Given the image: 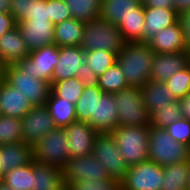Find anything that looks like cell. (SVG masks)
Returning a JSON list of instances; mask_svg holds the SVG:
<instances>
[{
	"label": "cell",
	"mask_w": 190,
	"mask_h": 190,
	"mask_svg": "<svg viewBox=\"0 0 190 190\" xmlns=\"http://www.w3.org/2000/svg\"><path fill=\"white\" fill-rule=\"evenodd\" d=\"M155 52L146 42H125L117 63L130 87L141 88L150 80Z\"/></svg>",
	"instance_id": "obj_1"
},
{
	"label": "cell",
	"mask_w": 190,
	"mask_h": 190,
	"mask_svg": "<svg viewBox=\"0 0 190 190\" xmlns=\"http://www.w3.org/2000/svg\"><path fill=\"white\" fill-rule=\"evenodd\" d=\"M124 43L119 28L101 16L85 22L80 44L84 52L100 49L118 54Z\"/></svg>",
	"instance_id": "obj_2"
},
{
	"label": "cell",
	"mask_w": 190,
	"mask_h": 190,
	"mask_svg": "<svg viewBox=\"0 0 190 190\" xmlns=\"http://www.w3.org/2000/svg\"><path fill=\"white\" fill-rule=\"evenodd\" d=\"M148 160L165 167L190 159L189 146L180 143L163 128L150 126Z\"/></svg>",
	"instance_id": "obj_3"
},
{
	"label": "cell",
	"mask_w": 190,
	"mask_h": 190,
	"mask_svg": "<svg viewBox=\"0 0 190 190\" xmlns=\"http://www.w3.org/2000/svg\"><path fill=\"white\" fill-rule=\"evenodd\" d=\"M112 134L128 167L148 160L150 126H118Z\"/></svg>",
	"instance_id": "obj_4"
},
{
	"label": "cell",
	"mask_w": 190,
	"mask_h": 190,
	"mask_svg": "<svg viewBox=\"0 0 190 190\" xmlns=\"http://www.w3.org/2000/svg\"><path fill=\"white\" fill-rule=\"evenodd\" d=\"M118 109V126H150L140 88L128 87L113 94Z\"/></svg>",
	"instance_id": "obj_5"
},
{
	"label": "cell",
	"mask_w": 190,
	"mask_h": 190,
	"mask_svg": "<svg viewBox=\"0 0 190 190\" xmlns=\"http://www.w3.org/2000/svg\"><path fill=\"white\" fill-rule=\"evenodd\" d=\"M69 148L65 129L56 127L33 145V160L63 169L71 158Z\"/></svg>",
	"instance_id": "obj_6"
},
{
	"label": "cell",
	"mask_w": 190,
	"mask_h": 190,
	"mask_svg": "<svg viewBox=\"0 0 190 190\" xmlns=\"http://www.w3.org/2000/svg\"><path fill=\"white\" fill-rule=\"evenodd\" d=\"M4 79L26 97L32 106L44 105L51 92V84L23 72L16 65L5 66Z\"/></svg>",
	"instance_id": "obj_7"
},
{
	"label": "cell",
	"mask_w": 190,
	"mask_h": 190,
	"mask_svg": "<svg viewBox=\"0 0 190 190\" xmlns=\"http://www.w3.org/2000/svg\"><path fill=\"white\" fill-rule=\"evenodd\" d=\"M92 154L104 166L111 178L118 179L120 182L124 179L128 166L121 156L112 133H97Z\"/></svg>",
	"instance_id": "obj_8"
},
{
	"label": "cell",
	"mask_w": 190,
	"mask_h": 190,
	"mask_svg": "<svg viewBox=\"0 0 190 190\" xmlns=\"http://www.w3.org/2000/svg\"><path fill=\"white\" fill-rule=\"evenodd\" d=\"M59 62V47L54 43L30 51L26 59L15 64L23 72H32L35 77L51 84Z\"/></svg>",
	"instance_id": "obj_9"
},
{
	"label": "cell",
	"mask_w": 190,
	"mask_h": 190,
	"mask_svg": "<svg viewBox=\"0 0 190 190\" xmlns=\"http://www.w3.org/2000/svg\"><path fill=\"white\" fill-rule=\"evenodd\" d=\"M163 181V167L147 160L128 167L121 190H161Z\"/></svg>",
	"instance_id": "obj_10"
},
{
	"label": "cell",
	"mask_w": 190,
	"mask_h": 190,
	"mask_svg": "<svg viewBox=\"0 0 190 190\" xmlns=\"http://www.w3.org/2000/svg\"><path fill=\"white\" fill-rule=\"evenodd\" d=\"M62 170L64 187L86 179L111 178L104 166L92 153L76 158L71 157Z\"/></svg>",
	"instance_id": "obj_11"
},
{
	"label": "cell",
	"mask_w": 190,
	"mask_h": 190,
	"mask_svg": "<svg viewBox=\"0 0 190 190\" xmlns=\"http://www.w3.org/2000/svg\"><path fill=\"white\" fill-rule=\"evenodd\" d=\"M55 128L54 120L51 118L45 104L33 106L21 118L22 140L28 145H35L42 137Z\"/></svg>",
	"instance_id": "obj_12"
},
{
	"label": "cell",
	"mask_w": 190,
	"mask_h": 190,
	"mask_svg": "<svg viewBox=\"0 0 190 190\" xmlns=\"http://www.w3.org/2000/svg\"><path fill=\"white\" fill-rule=\"evenodd\" d=\"M70 157L76 158L92 153L97 132L87 123L75 121L64 128Z\"/></svg>",
	"instance_id": "obj_13"
},
{
	"label": "cell",
	"mask_w": 190,
	"mask_h": 190,
	"mask_svg": "<svg viewBox=\"0 0 190 190\" xmlns=\"http://www.w3.org/2000/svg\"><path fill=\"white\" fill-rule=\"evenodd\" d=\"M16 26L29 51L55 43L54 24L50 20H28Z\"/></svg>",
	"instance_id": "obj_14"
},
{
	"label": "cell",
	"mask_w": 190,
	"mask_h": 190,
	"mask_svg": "<svg viewBox=\"0 0 190 190\" xmlns=\"http://www.w3.org/2000/svg\"><path fill=\"white\" fill-rule=\"evenodd\" d=\"M87 123L97 133H112L118 127V109L113 94L103 93L96 99L95 116Z\"/></svg>",
	"instance_id": "obj_15"
},
{
	"label": "cell",
	"mask_w": 190,
	"mask_h": 190,
	"mask_svg": "<svg viewBox=\"0 0 190 190\" xmlns=\"http://www.w3.org/2000/svg\"><path fill=\"white\" fill-rule=\"evenodd\" d=\"M189 64V52L156 53L150 74V81L166 82Z\"/></svg>",
	"instance_id": "obj_16"
},
{
	"label": "cell",
	"mask_w": 190,
	"mask_h": 190,
	"mask_svg": "<svg viewBox=\"0 0 190 190\" xmlns=\"http://www.w3.org/2000/svg\"><path fill=\"white\" fill-rule=\"evenodd\" d=\"M147 43L155 53L189 52L179 21L157 32Z\"/></svg>",
	"instance_id": "obj_17"
},
{
	"label": "cell",
	"mask_w": 190,
	"mask_h": 190,
	"mask_svg": "<svg viewBox=\"0 0 190 190\" xmlns=\"http://www.w3.org/2000/svg\"><path fill=\"white\" fill-rule=\"evenodd\" d=\"M85 62V52L80 46L59 47V62L55 67L52 82L77 77Z\"/></svg>",
	"instance_id": "obj_18"
},
{
	"label": "cell",
	"mask_w": 190,
	"mask_h": 190,
	"mask_svg": "<svg viewBox=\"0 0 190 190\" xmlns=\"http://www.w3.org/2000/svg\"><path fill=\"white\" fill-rule=\"evenodd\" d=\"M143 42H148L163 28L171 27L179 21L174 8L144 7Z\"/></svg>",
	"instance_id": "obj_19"
},
{
	"label": "cell",
	"mask_w": 190,
	"mask_h": 190,
	"mask_svg": "<svg viewBox=\"0 0 190 190\" xmlns=\"http://www.w3.org/2000/svg\"><path fill=\"white\" fill-rule=\"evenodd\" d=\"M33 106L17 89L4 78L0 81V114L17 118L24 117Z\"/></svg>",
	"instance_id": "obj_20"
},
{
	"label": "cell",
	"mask_w": 190,
	"mask_h": 190,
	"mask_svg": "<svg viewBox=\"0 0 190 190\" xmlns=\"http://www.w3.org/2000/svg\"><path fill=\"white\" fill-rule=\"evenodd\" d=\"M29 53L17 26L0 37V59L5 66L17 64L26 59Z\"/></svg>",
	"instance_id": "obj_21"
},
{
	"label": "cell",
	"mask_w": 190,
	"mask_h": 190,
	"mask_svg": "<svg viewBox=\"0 0 190 190\" xmlns=\"http://www.w3.org/2000/svg\"><path fill=\"white\" fill-rule=\"evenodd\" d=\"M140 92L150 116L162 107L172 106V103L178 100L165 82L149 80L140 88Z\"/></svg>",
	"instance_id": "obj_22"
},
{
	"label": "cell",
	"mask_w": 190,
	"mask_h": 190,
	"mask_svg": "<svg viewBox=\"0 0 190 190\" xmlns=\"http://www.w3.org/2000/svg\"><path fill=\"white\" fill-rule=\"evenodd\" d=\"M33 161V146L23 141L0 146V165L3 175Z\"/></svg>",
	"instance_id": "obj_23"
},
{
	"label": "cell",
	"mask_w": 190,
	"mask_h": 190,
	"mask_svg": "<svg viewBox=\"0 0 190 190\" xmlns=\"http://www.w3.org/2000/svg\"><path fill=\"white\" fill-rule=\"evenodd\" d=\"M33 190H61L64 187L63 170L33 160Z\"/></svg>",
	"instance_id": "obj_24"
},
{
	"label": "cell",
	"mask_w": 190,
	"mask_h": 190,
	"mask_svg": "<svg viewBox=\"0 0 190 190\" xmlns=\"http://www.w3.org/2000/svg\"><path fill=\"white\" fill-rule=\"evenodd\" d=\"M85 22L69 18L54 25V40L58 47L80 46Z\"/></svg>",
	"instance_id": "obj_25"
},
{
	"label": "cell",
	"mask_w": 190,
	"mask_h": 190,
	"mask_svg": "<svg viewBox=\"0 0 190 190\" xmlns=\"http://www.w3.org/2000/svg\"><path fill=\"white\" fill-rule=\"evenodd\" d=\"M140 5L141 0H102L100 16L117 26L122 19L135 13Z\"/></svg>",
	"instance_id": "obj_26"
},
{
	"label": "cell",
	"mask_w": 190,
	"mask_h": 190,
	"mask_svg": "<svg viewBox=\"0 0 190 190\" xmlns=\"http://www.w3.org/2000/svg\"><path fill=\"white\" fill-rule=\"evenodd\" d=\"M45 105L56 127L65 128L76 121L75 104L57 97L52 91Z\"/></svg>",
	"instance_id": "obj_27"
},
{
	"label": "cell",
	"mask_w": 190,
	"mask_h": 190,
	"mask_svg": "<svg viewBox=\"0 0 190 190\" xmlns=\"http://www.w3.org/2000/svg\"><path fill=\"white\" fill-rule=\"evenodd\" d=\"M161 190H189V160L163 167Z\"/></svg>",
	"instance_id": "obj_28"
},
{
	"label": "cell",
	"mask_w": 190,
	"mask_h": 190,
	"mask_svg": "<svg viewBox=\"0 0 190 190\" xmlns=\"http://www.w3.org/2000/svg\"><path fill=\"white\" fill-rule=\"evenodd\" d=\"M144 6L141 4L135 13L129 15L117 25L125 42H143Z\"/></svg>",
	"instance_id": "obj_29"
},
{
	"label": "cell",
	"mask_w": 190,
	"mask_h": 190,
	"mask_svg": "<svg viewBox=\"0 0 190 190\" xmlns=\"http://www.w3.org/2000/svg\"><path fill=\"white\" fill-rule=\"evenodd\" d=\"M104 92L97 85L84 87L81 97L75 104L76 121L87 122L95 116L96 99Z\"/></svg>",
	"instance_id": "obj_30"
},
{
	"label": "cell",
	"mask_w": 190,
	"mask_h": 190,
	"mask_svg": "<svg viewBox=\"0 0 190 190\" xmlns=\"http://www.w3.org/2000/svg\"><path fill=\"white\" fill-rule=\"evenodd\" d=\"M72 18L83 22L97 18L101 14L102 0H64Z\"/></svg>",
	"instance_id": "obj_31"
},
{
	"label": "cell",
	"mask_w": 190,
	"mask_h": 190,
	"mask_svg": "<svg viewBox=\"0 0 190 190\" xmlns=\"http://www.w3.org/2000/svg\"><path fill=\"white\" fill-rule=\"evenodd\" d=\"M33 161L4 174L2 182L15 190H33Z\"/></svg>",
	"instance_id": "obj_32"
},
{
	"label": "cell",
	"mask_w": 190,
	"mask_h": 190,
	"mask_svg": "<svg viewBox=\"0 0 190 190\" xmlns=\"http://www.w3.org/2000/svg\"><path fill=\"white\" fill-rule=\"evenodd\" d=\"M97 86L104 92L114 94L130 87L123 75L121 67L116 62L104 74L98 76Z\"/></svg>",
	"instance_id": "obj_33"
},
{
	"label": "cell",
	"mask_w": 190,
	"mask_h": 190,
	"mask_svg": "<svg viewBox=\"0 0 190 190\" xmlns=\"http://www.w3.org/2000/svg\"><path fill=\"white\" fill-rule=\"evenodd\" d=\"M84 90V85L77 77L67 80L51 82V91L59 98L76 104Z\"/></svg>",
	"instance_id": "obj_34"
},
{
	"label": "cell",
	"mask_w": 190,
	"mask_h": 190,
	"mask_svg": "<svg viewBox=\"0 0 190 190\" xmlns=\"http://www.w3.org/2000/svg\"><path fill=\"white\" fill-rule=\"evenodd\" d=\"M117 62V54L107 50L85 52V63L97 76L104 74Z\"/></svg>",
	"instance_id": "obj_35"
},
{
	"label": "cell",
	"mask_w": 190,
	"mask_h": 190,
	"mask_svg": "<svg viewBox=\"0 0 190 190\" xmlns=\"http://www.w3.org/2000/svg\"><path fill=\"white\" fill-rule=\"evenodd\" d=\"M21 141V118L0 114V146Z\"/></svg>",
	"instance_id": "obj_36"
},
{
	"label": "cell",
	"mask_w": 190,
	"mask_h": 190,
	"mask_svg": "<svg viewBox=\"0 0 190 190\" xmlns=\"http://www.w3.org/2000/svg\"><path fill=\"white\" fill-rule=\"evenodd\" d=\"M181 117L179 102L176 100L172 106L162 107L153 113L150 116V126L165 129Z\"/></svg>",
	"instance_id": "obj_37"
},
{
	"label": "cell",
	"mask_w": 190,
	"mask_h": 190,
	"mask_svg": "<svg viewBox=\"0 0 190 190\" xmlns=\"http://www.w3.org/2000/svg\"><path fill=\"white\" fill-rule=\"evenodd\" d=\"M165 83L178 100L184 98L190 93V64Z\"/></svg>",
	"instance_id": "obj_38"
},
{
	"label": "cell",
	"mask_w": 190,
	"mask_h": 190,
	"mask_svg": "<svg viewBox=\"0 0 190 190\" xmlns=\"http://www.w3.org/2000/svg\"><path fill=\"white\" fill-rule=\"evenodd\" d=\"M69 190H121V182L118 179H86L68 186Z\"/></svg>",
	"instance_id": "obj_39"
},
{
	"label": "cell",
	"mask_w": 190,
	"mask_h": 190,
	"mask_svg": "<svg viewBox=\"0 0 190 190\" xmlns=\"http://www.w3.org/2000/svg\"><path fill=\"white\" fill-rule=\"evenodd\" d=\"M165 130L173 139L190 147V121L186 118H179L166 127Z\"/></svg>",
	"instance_id": "obj_40"
},
{
	"label": "cell",
	"mask_w": 190,
	"mask_h": 190,
	"mask_svg": "<svg viewBox=\"0 0 190 190\" xmlns=\"http://www.w3.org/2000/svg\"><path fill=\"white\" fill-rule=\"evenodd\" d=\"M48 12L49 19L54 25L72 17L64 0H48Z\"/></svg>",
	"instance_id": "obj_41"
},
{
	"label": "cell",
	"mask_w": 190,
	"mask_h": 190,
	"mask_svg": "<svg viewBox=\"0 0 190 190\" xmlns=\"http://www.w3.org/2000/svg\"><path fill=\"white\" fill-rule=\"evenodd\" d=\"M31 0H11L10 14L16 24L24 22L30 15Z\"/></svg>",
	"instance_id": "obj_42"
},
{
	"label": "cell",
	"mask_w": 190,
	"mask_h": 190,
	"mask_svg": "<svg viewBox=\"0 0 190 190\" xmlns=\"http://www.w3.org/2000/svg\"><path fill=\"white\" fill-rule=\"evenodd\" d=\"M28 20H50L48 12V0H31L30 15Z\"/></svg>",
	"instance_id": "obj_43"
},
{
	"label": "cell",
	"mask_w": 190,
	"mask_h": 190,
	"mask_svg": "<svg viewBox=\"0 0 190 190\" xmlns=\"http://www.w3.org/2000/svg\"><path fill=\"white\" fill-rule=\"evenodd\" d=\"M77 78L84 85V87L89 85H97L98 83V76L85 62L79 68Z\"/></svg>",
	"instance_id": "obj_44"
},
{
	"label": "cell",
	"mask_w": 190,
	"mask_h": 190,
	"mask_svg": "<svg viewBox=\"0 0 190 190\" xmlns=\"http://www.w3.org/2000/svg\"><path fill=\"white\" fill-rule=\"evenodd\" d=\"M14 17L10 13L0 12V37L16 27Z\"/></svg>",
	"instance_id": "obj_45"
},
{
	"label": "cell",
	"mask_w": 190,
	"mask_h": 190,
	"mask_svg": "<svg viewBox=\"0 0 190 190\" xmlns=\"http://www.w3.org/2000/svg\"><path fill=\"white\" fill-rule=\"evenodd\" d=\"M179 22L184 33L185 42L190 48V10L179 15Z\"/></svg>",
	"instance_id": "obj_46"
},
{
	"label": "cell",
	"mask_w": 190,
	"mask_h": 190,
	"mask_svg": "<svg viewBox=\"0 0 190 190\" xmlns=\"http://www.w3.org/2000/svg\"><path fill=\"white\" fill-rule=\"evenodd\" d=\"M144 7L174 8L173 0H141Z\"/></svg>",
	"instance_id": "obj_47"
},
{
	"label": "cell",
	"mask_w": 190,
	"mask_h": 190,
	"mask_svg": "<svg viewBox=\"0 0 190 190\" xmlns=\"http://www.w3.org/2000/svg\"><path fill=\"white\" fill-rule=\"evenodd\" d=\"M178 102L182 117L190 121V93L179 99Z\"/></svg>",
	"instance_id": "obj_48"
},
{
	"label": "cell",
	"mask_w": 190,
	"mask_h": 190,
	"mask_svg": "<svg viewBox=\"0 0 190 190\" xmlns=\"http://www.w3.org/2000/svg\"><path fill=\"white\" fill-rule=\"evenodd\" d=\"M174 1V9L180 15L183 12L190 10V0H173Z\"/></svg>",
	"instance_id": "obj_49"
},
{
	"label": "cell",
	"mask_w": 190,
	"mask_h": 190,
	"mask_svg": "<svg viewBox=\"0 0 190 190\" xmlns=\"http://www.w3.org/2000/svg\"><path fill=\"white\" fill-rule=\"evenodd\" d=\"M11 0H0V12L10 13Z\"/></svg>",
	"instance_id": "obj_50"
},
{
	"label": "cell",
	"mask_w": 190,
	"mask_h": 190,
	"mask_svg": "<svg viewBox=\"0 0 190 190\" xmlns=\"http://www.w3.org/2000/svg\"><path fill=\"white\" fill-rule=\"evenodd\" d=\"M4 74H5V65L0 59V81L4 78Z\"/></svg>",
	"instance_id": "obj_51"
},
{
	"label": "cell",
	"mask_w": 190,
	"mask_h": 190,
	"mask_svg": "<svg viewBox=\"0 0 190 190\" xmlns=\"http://www.w3.org/2000/svg\"><path fill=\"white\" fill-rule=\"evenodd\" d=\"M0 190H15L10 186L6 185L4 182H0Z\"/></svg>",
	"instance_id": "obj_52"
},
{
	"label": "cell",
	"mask_w": 190,
	"mask_h": 190,
	"mask_svg": "<svg viewBox=\"0 0 190 190\" xmlns=\"http://www.w3.org/2000/svg\"><path fill=\"white\" fill-rule=\"evenodd\" d=\"M3 172H2V167H1V165H0V182H2V180H3Z\"/></svg>",
	"instance_id": "obj_53"
},
{
	"label": "cell",
	"mask_w": 190,
	"mask_h": 190,
	"mask_svg": "<svg viewBox=\"0 0 190 190\" xmlns=\"http://www.w3.org/2000/svg\"><path fill=\"white\" fill-rule=\"evenodd\" d=\"M189 190H190V159H189Z\"/></svg>",
	"instance_id": "obj_54"
},
{
	"label": "cell",
	"mask_w": 190,
	"mask_h": 190,
	"mask_svg": "<svg viewBox=\"0 0 190 190\" xmlns=\"http://www.w3.org/2000/svg\"><path fill=\"white\" fill-rule=\"evenodd\" d=\"M61 190H69L68 187H63Z\"/></svg>",
	"instance_id": "obj_55"
}]
</instances>
